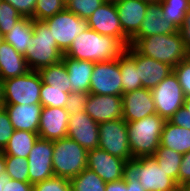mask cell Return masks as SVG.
Wrapping results in <instances>:
<instances>
[{
    "instance_id": "27",
    "label": "cell",
    "mask_w": 190,
    "mask_h": 191,
    "mask_svg": "<svg viewBox=\"0 0 190 191\" xmlns=\"http://www.w3.org/2000/svg\"><path fill=\"white\" fill-rule=\"evenodd\" d=\"M32 36L33 19L22 17L13 29L3 36V40L11 44L17 52L24 55L27 47L33 46Z\"/></svg>"
},
{
    "instance_id": "24",
    "label": "cell",
    "mask_w": 190,
    "mask_h": 191,
    "mask_svg": "<svg viewBox=\"0 0 190 191\" xmlns=\"http://www.w3.org/2000/svg\"><path fill=\"white\" fill-rule=\"evenodd\" d=\"M62 61L68 72L71 83V92L90 91V81L95 63L91 61L77 60L63 54Z\"/></svg>"
},
{
    "instance_id": "22",
    "label": "cell",
    "mask_w": 190,
    "mask_h": 191,
    "mask_svg": "<svg viewBox=\"0 0 190 191\" xmlns=\"http://www.w3.org/2000/svg\"><path fill=\"white\" fill-rule=\"evenodd\" d=\"M2 107L6 110L14 130L38 133L42 111L41 104H14L3 105Z\"/></svg>"
},
{
    "instance_id": "25",
    "label": "cell",
    "mask_w": 190,
    "mask_h": 191,
    "mask_svg": "<svg viewBox=\"0 0 190 191\" xmlns=\"http://www.w3.org/2000/svg\"><path fill=\"white\" fill-rule=\"evenodd\" d=\"M119 67L122 77V94L143 88L136 70V49L129 45L119 57Z\"/></svg>"
},
{
    "instance_id": "31",
    "label": "cell",
    "mask_w": 190,
    "mask_h": 191,
    "mask_svg": "<svg viewBox=\"0 0 190 191\" xmlns=\"http://www.w3.org/2000/svg\"><path fill=\"white\" fill-rule=\"evenodd\" d=\"M72 191H105L106 182L93 170L85 168L70 180Z\"/></svg>"
},
{
    "instance_id": "50",
    "label": "cell",
    "mask_w": 190,
    "mask_h": 191,
    "mask_svg": "<svg viewBox=\"0 0 190 191\" xmlns=\"http://www.w3.org/2000/svg\"><path fill=\"white\" fill-rule=\"evenodd\" d=\"M9 176L6 173L0 174V191L3 190V186L9 180Z\"/></svg>"
},
{
    "instance_id": "13",
    "label": "cell",
    "mask_w": 190,
    "mask_h": 191,
    "mask_svg": "<svg viewBox=\"0 0 190 191\" xmlns=\"http://www.w3.org/2000/svg\"><path fill=\"white\" fill-rule=\"evenodd\" d=\"M88 27L97 33L119 39L126 47L130 39L123 33L115 3L105 2L87 19Z\"/></svg>"
},
{
    "instance_id": "40",
    "label": "cell",
    "mask_w": 190,
    "mask_h": 191,
    "mask_svg": "<svg viewBox=\"0 0 190 191\" xmlns=\"http://www.w3.org/2000/svg\"><path fill=\"white\" fill-rule=\"evenodd\" d=\"M88 97V92H70L65 105V109L67 110L68 114L73 115L79 111H84Z\"/></svg>"
},
{
    "instance_id": "57",
    "label": "cell",
    "mask_w": 190,
    "mask_h": 191,
    "mask_svg": "<svg viewBox=\"0 0 190 191\" xmlns=\"http://www.w3.org/2000/svg\"><path fill=\"white\" fill-rule=\"evenodd\" d=\"M184 191H190V186L189 187H184Z\"/></svg>"
},
{
    "instance_id": "30",
    "label": "cell",
    "mask_w": 190,
    "mask_h": 191,
    "mask_svg": "<svg viewBox=\"0 0 190 191\" xmlns=\"http://www.w3.org/2000/svg\"><path fill=\"white\" fill-rule=\"evenodd\" d=\"M152 157L179 185V169L183 154L176 152L173 149L159 146Z\"/></svg>"
},
{
    "instance_id": "49",
    "label": "cell",
    "mask_w": 190,
    "mask_h": 191,
    "mask_svg": "<svg viewBox=\"0 0 190 191\" xmlns=\"http://www.w3.org/2000/svg\"><path fill=\"white\" fill-rule=\"evenodd\" d=\"M5 173V155L0 150V174Z\"/></svg>"
},
{
    "instance_id": "39",
    "label": "cell",
    "mask_w": 190,
    "mask_h": 191,
    "mask_svg": "<svg viewBox=\"0 0 190 191\" xmlns=\"http://www.w3.org/2000/svg\"><path fill=\"white\" fill-rule=\"evenodd\" d=\"M173 72L178 78L185 97L190 96V58L187 57L186 59L179 62L173 68Z\"/></svg>"
},
{
    "instance_id": "41",
    "label": "cell",
    "mask_w": 190,
    "mask_h": 191,
    "mask_svg": "<svg viewBox=\"0 0 190 191\" xmlns=\"http://www.w3.org/2000/svg\"><path fill=\"white\" fill-rule=\"evenodd\" d=\"M14 132L13 125L9 119L6 110L0 108V150H3L7 145L10 137Z\"/></svg>"
},
{
    "instance_id": "28",
    "label": "cell",
    "mask_w": 190,
    "mask_h": 191,
    "mask_svg": "<svg viewBox=\"0 0 190 191\" xmlns=\"http://www.w3.org/2000/svg\"><path fill=\"white\" fill-rule=\"evenodd\" d=\"M38 138V133L25 130H14L2 152L4 155L27 158Z\"/></svg>"
},
{
    "instance_id": "21",
    "label": "cell",
    "mask_w": 190,
    "mask_h": 191,
    "mask_svg": "<svg viewBox=\"0 0 190 191\" xmlns=\"http://www.w3.org/2000/svg\"><path fill=\"white\" fill-rule=\"evenodd\" d=\"M136 70L142 82V87L152 89L173 72V67L146 57L136 50Z\"/></svg>"
},
{
    "instance_id": "42",
    "label": "cell",
    "mask_w": 190,
    "mask_h": 191,
    "mask_svg": "<svg viewBox=\"0 0 190 191\" xmlns=\"http://www.w3.org/2000/svg\"><path fill=\"white\" fill-rule=\"evenodd\" d=\"M12 5L22 17L34 20V8L37 0H3Z\"/></svg>"
},
{
    "instance_id": "17",
    "label": "cell",
    "mask_w": 190,
    "mask_h": 191,
    "mask_svg": "<svg viewBox=\"0 0 190 191\" xmlns=\"http://www.w3.org/2000/svg\"><path fill=\"white\" fill-rule=\"evenodd\" d=\"M85 112L98 124L123 119L122 96L89 93Z\"/></svg>"
},
{
    "instance_id": "55",
    "label": "cell",
    "mask_w": 190,
    "mask_h": 191,
    "mask_svg": "<svg viewBox=\"0 0 190 191\" xmlns=\"http://www.w3.org/2000/svg\"><path fill=\"white\" fill-rule=\"evenodd\" d=\"M144 1L151 3V2H160L161 0H144Z\"/></svg>"
},
{
    "instance_id": "32",
    "label": "cell",
    "mask_w": 190,
    "mask_h": 191,
    "mask_svg": "<svg viewBox=\"0 0 190 191\" xmlns=\"http://www.w3.org/2000/svg\"><path fill=\"white\" fill-rule=\"evenodd\" d=\"M161 7L163 9V20L168 23H173L179 28L185 19L189 10V0H161Z\"/></svg>"
},
{
    "instance_id": "44",
    "label": "cell",
    "mask_w": 190,
    "mask_h": 191,
    "mask_svg": "<svg viewBox=\"0 0 190 191\" xmlns=\"http://www.w3.org/2000/svg\"><path fill=\"white\" fill-rule=\"evenodd\" d=\"M169 121L182 128L190 129V112L182 106L172 115Z\"/></svg>"
},
{
    "instance_id": "12",
    "label": "cell",
    "mask_w": 190,
    "mask_h": 191,
    "mask_svg": "<svg viewBox=\"0 0 190 191\" xmlns=\"http://www.w3.org/2000/svg\"><path fill=\"white\" fill-rule=\"evenodd\" d=\"M53 149V141L42 138L37 139L27 157L29 183L35 184L54 177Z\"/></svg>"
},
{
    "instance_id": "33",
    "label": "cell",
    "mask_w": 190,
    "mask_h": 191,
    "mask_svg": "<svg viewBox=\"0 0 190 191\" xmlns=\"http://www.w3.org/2000/svg\"><path fill=\"white\" fill-rule=\"evenodd\" d=\"M70 93L63 89L52 88L51 85L42 82L40 90V104L42 107L65 108Z\"/></svg>"
},
{
    "instance_id": "47",
    "label": "cell",
    "mask_w": 190,
    "mask_h": 191,
    "mask_svg": "<svg viewBox=\"0 0 190 191\" xmlns=\"http://www.w3.org/2000/svg\"><path fill=\"white\" fill-rule=\"evenodd\" d=\"M105 191H126V181L124 179L106 182Z\"/></svg>"
},
{
    "instance_id": "23",
    "label": "cell",
    "mask_w": 190,
    "mask_h": 191,
    "mask_svg": "<svg viewBox=\"0 0 190 191\" xmlns=\"http://www.w3.org/2000/svg\"><path fill=\"white\" fill-rule=\"evenodd\" d=\"M30 71L23 54L4 40L0 43V79L24 75Z\"/></svg>"
},
{
    "instance_id": "15",
    "label": "cell",
    "mask_w": 190,
    "mask_h": 191,
    "mask_svg": "<svg viewBox=\"0 0 190 191\" xmlns=\"http://www.w3.org/2000/svg\"><path fill=\"white\" fill-rule=\"evenodd\" d=\"M125 160L96 148L87 151V168L93 170L105 182L123 179Z\"/></svg>"
},
{
    "instance_id": "10",
    "label": "cell",
    "mask_w": 190,
    "mask_h": 191,
    "mask_svg": "<svg viewBox=\"0 0 190 191\" xmlns=\"http://www.w3.org/2000/svg\"><path fill=\"white\" fill-rule=\"evenodd\" d=\"M156 113L165 121L183 106L185 95L174 72L169 74L161 83L151 89Z\"/></svg>"
},
{
    "instance_id": "9",
    "label": "cell",
    "mask_w": 190,
    "mask_h": 191,
    "mask_svg": "<svg viewBox=\"0 0 190 191\" xmlns=\"http://www.w3.org/2000/svg\"><path fill=\"white\" fill-rule=\"evenodd\" d=\"M98 148L123 160L133 158L129 146L127 122L117 119L99 123Z\"/></svg>"
},
{
    "instance_id": "8",
    "label": "cell",
    "mask_w": 190,
    "mask_h": 191,
    "mask_svg": "<svg viewBox=\"0 0 190 191\" xmlns=\"http://www.w3.org/2000/svg\"><path fill=\"white\" fill-rule=\"evenodd\" d=\"M44 22L63 54L68 51L74 39L89 28L87 20L78 17L66 8L53 17L44 20Z\"/></svg>"
},
{
    "instance_id": "46",
    "label": "cell",
    "mask_w": 190,
    "mask_h": 191,
    "mask_svg": "<svg viewBox=\"0 0 190 191\" xmlns=\"http://www.w3.org/2000/svg\"><path fill=\"white\" fill-rule=\"evenodd\" d=\"M2 191H33V184L9 179L3 186Z\"/></svg>"
},
{
    "instance_id": "38",
    "label": "cell",
    "mask_w": 190,
    "mask_h": 191,
    "mask_svg": "<svg viewBox=\"0 0 190 191\" xmlns=\"http://www.w3.org/2000/svg\"><path fill=\"white\" fill-rule=\"evenodd\" d=\"M33 191H72V187L70 180L54 176L33 184Z\"/></svg>"
},
{
    "instance_id": "58",
    "label": "cell",
    "mask_w": 190,
    "mask_h": 191,
    "mask_svg": "<svg viewBox=\"0 0 190 191\" xmlns=\"http://www.w3.org/2000/svg\"><path fill=\"white\" fill-rule=\"evenodd\" d=\"M3 41V36L0 34V43Z\"/></svg>"
},
{
    "instance_id": "4",
    "label": "cell",
    "mask_w": 190,
    "mask_h": 191,
    "mask_svg": "<svg viewBox=\"0 0 190 191\" xmlns=\"http://www.w3.org/2000/svg\"><path fill=\"white\" fill-rule=\"evenodd\" d=\"M165 120L157 113L127 122L129 146L133 158L152 157L160 146Z\"/></svg>"
},
{
    "instance_id": "35",
    "label": "cell",
    "mask_w": 190,
    "mask_h": 191,
    "mask_svg": "<svg viewBox=\"0 0 190 191\" xmlns=\"http://www.w3.org/2000/svg\"><path fill=\"white\" fill-rule=\"evenodd\" d=\"M21 18L22 16L12 5L3 0L0 1V34L2 36L8 34Z\"/></svg>"
},
{
    "instance_id": "11",
    "label": "cell",
    "mask_w": 190,
    "mask_h": 191,
    "mask_svg": "<svg viewBox=\"0 0 190 191\" xmlns=\"http://www.w3.org/2000/svg\"><path fill=\"white\" fill-rule=\"evenodd\" d=\"M89 93L122 96V77L119 58L95 63Z\"/></svg>"
},
{
    "instance_id": "36",
    "label": "cell",
    "mask_w": 190,
    "mask_h": 191,
    "mask_svg": "<svg viewBox=\"0 0 190 191\" xmlns=\"http://www.w3.org/2000/svg\"><path fill=\"white\" fill-rule=\"evenodd\" d=\"M65 8L61 0H37L34 8V20L44 21Z\"/></svg>"
},
{
    "instance_id": "14",
    "label": "cell",
    "mask_w": 190,
    "mask_h": 191,
    "mask_svg": "<svg viewBox=\"0 0 190 191\" xmlns=\"http://www.w3.org/2000/svg\"><path fill=\"white\" fill-rule=\"evenodd\" d=\"M67 137L87 151L96 149L99 143V124L85 110L69 115Z\"/></svg>"
},
{
    "instance_id": "51",
    "label": "cell",
    "mask_w": 190,
    "mask_h": 191,
    "mask_svg": "<svg viewBox=\"0 0 190 191\" xmlns=\"http://www.w3.org/2000/svg\"><path fill=\"white\" fill-rule=\"evenodd\" d=\"M183 106L190 112V96L185 97Z\"/></svg>"
},
{
    "instance_id": "6",
    "label": "cell",
    "mask_w": 190,
    "mask_h": 191,
    "mask_svg": "<svg viewBox=\"0 0 190 191\" xmlns=\"http://www.w3.org/2000/svg\"><path fill=\"white\" fill-rule=\"evenodd\" d=\"M52 165L54 176L73 179L87 167V150L66 137L53 141Z\"/></svg>"
},
{
    "instance_id": "26",
    "label": "cell",
    "mask_w": 190,
    "mask_h": 191,
    "mask_svg": "<svg viewBox=\"0 0 190 191\" xmlns=\"http://www.w3.org/2000/svg\"><path fill=\"white\" fill-rule=\"evenodd\" d=\"M160 146L173 149L176 152L185 154L190 151V129L182 128L165 121L161 137Z\"/></svg>"
},
{
    "instance_id": "2",
    "label": "cell",
    "mask_w": 190,
    "mask_h": 191,
    "mask_svg": "<svg viewBox=\"0 0 190 191\" xmlns=\"http://www.w3.org/2000/svg\"><path fill=\"white\" fill-rule=\"evenodd\" d=\"M129 45L133 46L140 54L166 63L173 68L186 59L189 52L185 48L179 32L130 38Z\"/></svg>"
},
{
    "instance_id": "19",
    "label": "cell",
    "mask_w": 190,
    "mask_h": 191,
    "mask_svg": "<svg viewBox=\"0 0 190 191\" xmlns=\"http://www.w3.org/2000/svg\"><path fill=\"white\" fill-rule=\"evenodd\" d=\"M147 1L120 0L115 2L123 33L130 39L138 30L147 12Z\"/></svg>"
},
{
    "instance_id": "48",
    "label": "cell",
    "mask_w": 190,
    "mask_h": 191,
    "mask_svg": "<svg viewBox=\"0 0 190 191\" xmlns=\"http://www.w3.org/2000/svg\"><path fill=\"white\" fill-rule=\"evenodd\" d=\"M126 191H145L139 180L126 181Z\"/></svg>"
},
{
    "instance_id": "45",
    "label": "cell",
    "mask_w": 190,
    "mask_h": 191,
    "mask_svg": "<svg viewBox=\"0 0 190 191\" xmlns=\"http://www.w3.org/2000/svg\"><path fill=\"white\" fill-rule=\"evenodd\" d=\"M178 32L183 40L185 48L190 50V5L183 24L178 28Z\"/></svg>"
},
{
    "instance_id": "34",
    "label": "cell",
    "mask_w": 190,
    "mask_h": 191,
    "mask_svg": "<svg viewBox=\"0 0 190 191\" xmlns=\"http://www.w3.org/2000/svg\"><path fill=\"white\" fill-rule=\"evenodd\" d=\"M5 173L10 179L29 182L27 158L5 155Z\"/></svg>"
},
{
    "instance_id": "5",
    "label": "cell",
    "mask_w": 190,
    "mask_h": 191,
    "mask_svg": "<svg viewBox=\"0 0 190 191\" xmlns=\"http://www.w3.org/2000/svg\"><path fill=\"white\" fill-rule=\"evenodd\" d=\"M32 42L33 46L27 47L24 54L30 70L39 71L62 60L63 53L44 21L33 20Z\"/></svg>"
},
{
    "instance_id": "56",
    "label": "cell",
    "mask_w": 190,
    "mask_h": 191,
    "mask_svg": "<svg viewBox=\"0 0 190 191\" xmlns=\"http://www.w3.org/2000/svg\"><path fill=\"white\" fill-rule=\"evenodd\" d=\"M105 2H113V3H115V2H117V1H120V0H104Z\"/></svg>"
},
{
    "instance_id": "29",
    "label": "cell",
    "mask_w": 190,
    "mask_h": 191,
    "mask_svg": "<svg viewBox=\"0 0 190 191\" xmlns=\"http://www.w3.org/2000/svg\"><path fill=\"white\" fill-rule=\"evenodd\" d=\"M38 72L43 83L51 85L52 88L63 89V92H71L70 79L62 60L58 63L41 68Z\"/></svg>"
},
{
    "instance_id": "20",
    "label": "cell",
    "mask_w": 190,
    "mask_h": 191,
    "mask_svg": "<svg viewBox=\"0 0 190 191\" xmlns=\"http://www.w3.org/2000/svg\"><path fill=\"white\" fill-rule=\"evenodd\" d=\"M178 32L173 23L163 20V9L160 2L148 3L145 18L139 30L131 38H144L157 34H172Z\"/></svg>"
},
{
    "instance_id": "37",
    "label": "cell",
    "mask_w": 190,
    "mask_h": 191,
    "mask_svg": "<svg viewBox=\"0 0 190 191\" xmlns=\"http://www.w3.org/2000/svg\"><path fill=\"white\" fill-rule=\"evenodd\" d=\"M104 3V0H72L66 6V9L78 17L87 20Z\"/></svg>"
},
{
    "instance_id": "43",
    "label": "cell",
    "mask_w": 190,
    "mask_h": 191,
    "mask_svg": "<svg viewBox=\"0 0 190 191\" xmlns=\"http://www.w3.org/2000/svg\"><path fill=\"white\" fill-rule=\"evenodd\" d=\"M179 186H190V151L183 154L179 169Z\"/></svg>"
},
{
    "instance_id": "16",
    "label": "cell",
    "mask_w": 190,
    "mask_h": 191,
    "mask_svg": "<svg viewBox=\"0 0 190 191\" xmlns=\"http://www.w3.org/2000/svg\"><path fill=\"white\" fill-rule=\"evenodd\" d=\"M122 111L126 122L138 121L148 115L156 114L151 89L141 88L122 94Z\"/></svg>"
},
{
    "instance_id": "54",
    "label": "cell",
    "mask_w": 190,
    "mask_h": 191,
    "mask_svg": "<svg viewBox=\"0 0 190 191\" xmlns=\"http://www.w3.org/2000/svg\"><path fill=\"white\" fill-rule=\"evenodd\" d=\"M173 191H184V187L179 186L178 188L174 189Z\"/></svg>"
},
{
    "instance_id": "1",
    "label": "cell",
    "mask_w": 190,
    "mask_h": 191,
    "mask_svg": "<svg viewBox=\"0 0 190 191\" xmlns=\"http://www.w3.org/2000/svg\"><path fill=\"white\" fill-rule=\"evenodd\" d=\"M126 50V46L117 38L105 36L88 28L79 34L64 54L67 57L102 62L119 58Z\"/></svg>"
},
{
    "instance_id": "53",
    "label": "cell",
    "mask_w": 190,
    "mask_h": 191,
    "mask_svg": "<svg viewBox=\"0 0 190 191\" xmlns=\"http://www.w3.org/2000/svg\"><path fill=\"white\" fill-rule=\"evenodd\" d=\"M72 0H61V2L65 5V7L71 2Z\"/></svg>"
},
{
    "instance_id": "7",
    "label": "cell",
    "mask_w": 190,
    "mask_h": 191,
    "mask_svg": "<svg viewBox=\"0 0 190 191\" xmlns=\"http://www.w3.org/2000/svg\"><path fill=\"white\" fill-rule=\"evenodd\" d=\"M42 79L38 71L3 80V105L40 104Z\"/></svg>"
},
{
    "instance_id": "52",
    "label": "cell",
    "mask_w": 190,
    "mask_h": 191,
    "mask_svg": "<svg viewBox=\"0 0 190 191\" xmlns=\"http://www.w3.org/2000/svg\"><path fill=\"white\" fill-rule=\"evenodd\" d=\"M0 105H3V81L0 79Z\"/></svg>"
},
{
    "instance_id": "3",
    "label": "cell",
    "mask_w": 190,
    "mask_h": 191,
    "mask_svg": "<svg viewBox=\"0 0 190 191\" xmlns=\"http://www.w3.org/2000/svg\"><path fill=\"white\" fill-rule=\"evenodd\" d=\"M123 179L125 181L139 180L145 191H173L179 187L153 157L126 160Z\"/></svg>"
},
{
    "instance_id": "18",
    "label": "cell",
    "mask_w": 190,
    "mask_h": 191,
    "mask_svg": "<svg viewBox=\"0 0 190 191\" xmlns=\"http://www.w3.org/2000/svg\"><path fill=\"white\" fill-rule=\"evenodd\" d=\"M68 121L69 114L65 108L42 107L38 128L39 138L51 141L66 138Z\"/></svg>"
}]
</instances>
